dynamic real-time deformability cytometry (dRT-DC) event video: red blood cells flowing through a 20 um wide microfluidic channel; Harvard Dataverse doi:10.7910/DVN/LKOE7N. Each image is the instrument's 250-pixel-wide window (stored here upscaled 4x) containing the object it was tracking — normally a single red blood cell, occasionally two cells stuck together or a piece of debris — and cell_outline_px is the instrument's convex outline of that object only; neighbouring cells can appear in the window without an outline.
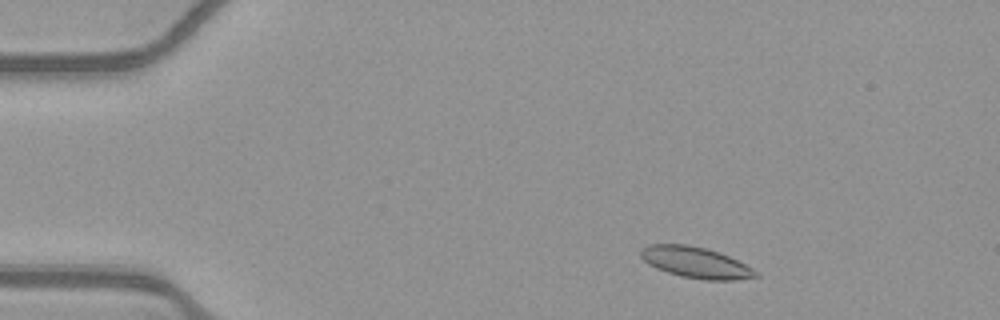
{"species": "common noctule bat (a hibernating species)", "species_latin": "Nyctalus noctula", "temperature_condition": "warm", "stored_images_in_passage": 50, "camera_frame_rate_fps": 3000, "um_per_image_px": 0.085, "animal": {"sex": "female", "body_mass_g": 21.9}, "frame": {"image": 1, "passage_image": 5, "time_ms": 1.333, "image_size_px": [1000, 320], "cell_outline_px": [[760, 276], [736, 280], [704, 280], [680, 276], [656, 268], [648, 264], [640, 256], [640, 248], [648, 244], [688, 244], [704, 248], [728, 256], [760, 272]], "centroid_in_image_um": [59.12, 22.31], "position_along_channel_um": 25.9, "area_um2": 20.81}}
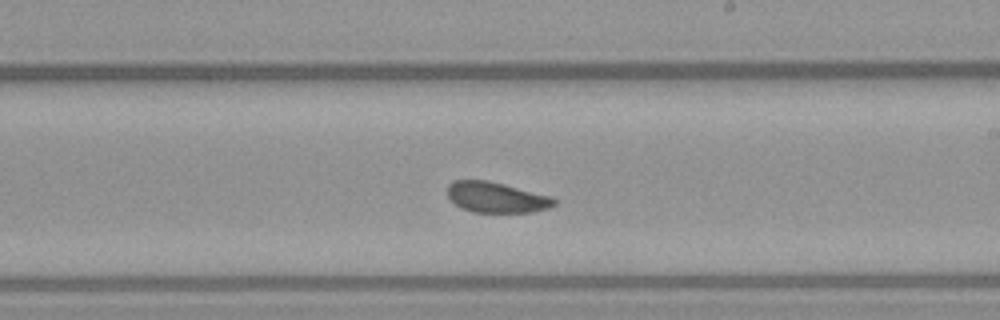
{"frame": {"image": 2, "passage_image": 28, "time_ms": 9.0, "image_size_px": [1000, 320], "cell_outline_px": [[556, 204], [548, 208], [532, 212], [472, 212], [456, 204], [448, 196], [448, 184], [452, 180], [488, 180], [552, 196], [556, 200]], "centroid_in_image_um": [42.21, 16.76], "position_along_channel_um": 246.8, "area_um2": 18.96}}
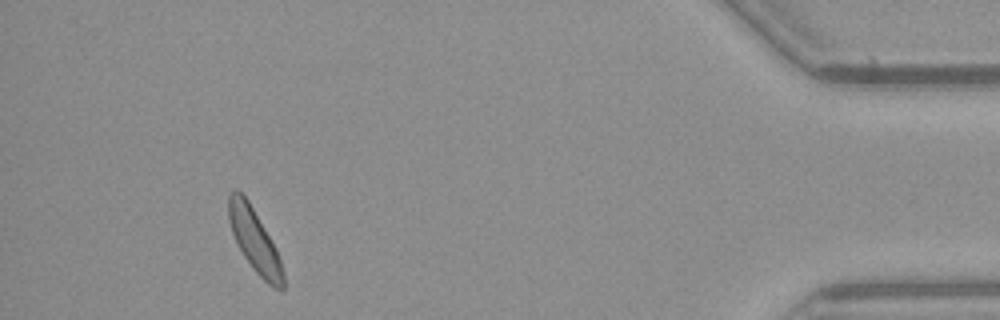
{"frame": {"image": 3, "passage_image": 46, "time_ms": 15.0, "image_size_px": [1000, 320], "cell_outline_px": [[284, 292], [280, 292], [272, 288], [252, 268], [244, 256], [232, 232], [228, 220], [228, 196], [236, 188], [248, 200], [276, 248], [280, 260], [284, 276]], "centroid_in_image_um": [21.65, 20.48], "position_along_channel_um": 413.5, "area_um2": 19.88}, "authors_computed_cell_mechanics": {"area_um2": 20.1433, "velocity_mm_per_s": 3.8692, "shape_relaxation_time_tau1_ms": 3.005, "shape_relaxation_time_tau2_ms": 1.5032, "deformation_change_tau1": 0.0776, "deformation_change_tau2": 0.0658}}